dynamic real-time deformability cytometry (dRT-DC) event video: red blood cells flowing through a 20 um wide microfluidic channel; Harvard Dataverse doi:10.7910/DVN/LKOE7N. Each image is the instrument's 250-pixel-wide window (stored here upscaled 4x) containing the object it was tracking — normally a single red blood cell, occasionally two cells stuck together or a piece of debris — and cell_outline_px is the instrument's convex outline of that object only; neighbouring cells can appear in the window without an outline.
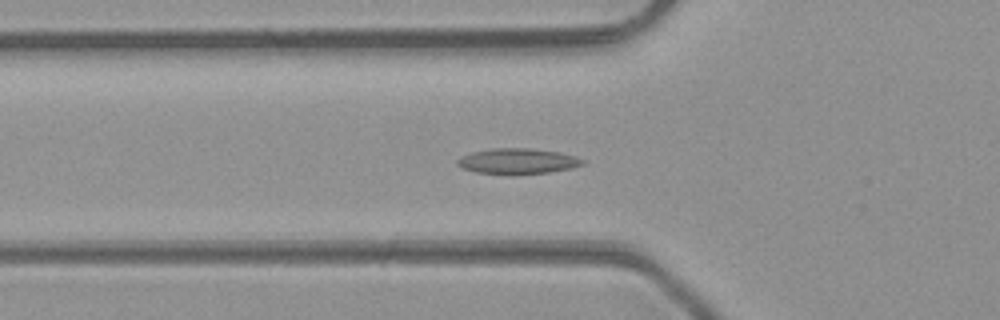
{"species": "common noctule bat (a hibernating species)", "species_latin": "Nyctalus noctula", "temperature_condition": "room temperature", "stored_images_in_passage": 43, "camera_frame_rate_fps": 3000, "um_per_image_px": 0.085, "animal": {"sex": "male", "body_mass_g": 23.1, "forearm_length_mm": 52.7}, "frame": {"image": 1, "passage_image": 11, "time_ms": 3.333, "image_size_px": [1000, 320], "cell_outline_px": [[584, 164], [572, 168], [548, 172], [512, 176], [476, 172], [464, 168], [456, 164], [456, 160], [472, 152], [492, 148], [532, 148], [560, 152], [576, 156], [584, 160]], "centroid_in_image_um": [44.02, 13.71], "position_along_channel_um": 81.8, "area_um2": 18.96}}
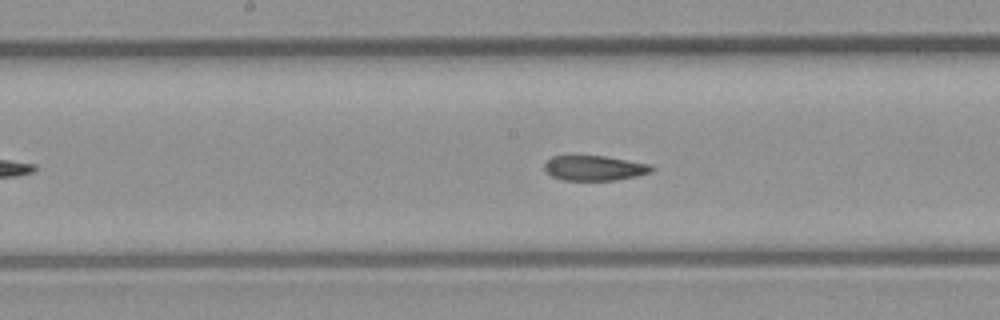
{"frame": {"image": 2, "passage_image": 19, "time_ms": 6.0, "image_size_px": [1000, 320], "cell_outline_px": [[656, 168], [652, 172], [636, 176], [612, 180], [564, 180], [552, 176], [544, 168], [544, 164], [552, 156], [572, 152], [604, 156], [652, 164]], "centroid_in_image_um": [50.5, 14.23], "position_along_channel_um": 197.7, "area_um2": 16.3}}
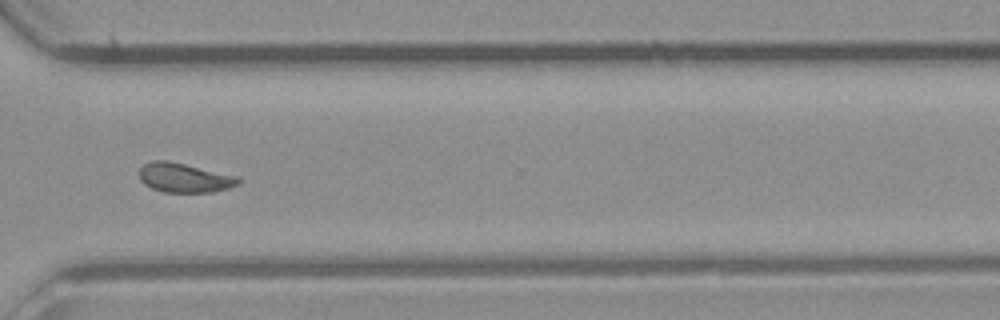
{"frame": {"image": 3, "passage_image": 30, "time_ms": 9.667, "image_size_px": [1000, 320], "cell_outline_px": [[240, 184], [228, 188], [212, 192], [164, 192], [152, 188], [144, 184], [140, 180], [140, 168], [144, 164], [152, 160], [168, 160], [240, 176]], "centroid_in_image_um": [15.7, 15.1], "position_along_channel_um": 354.9, "area_um2": 17.11}, "authors_computed_cell_mechanics": {"area_um2": 16.9932, "velocity_mm_per_s": 4.3014, "shape_relaxation_time_tau1_ms": null, "shape_relaxation_time_tau2_ms": 1.4123, "deformation_change_tau1": null, "deformation_change_tau2": 0.0688}}